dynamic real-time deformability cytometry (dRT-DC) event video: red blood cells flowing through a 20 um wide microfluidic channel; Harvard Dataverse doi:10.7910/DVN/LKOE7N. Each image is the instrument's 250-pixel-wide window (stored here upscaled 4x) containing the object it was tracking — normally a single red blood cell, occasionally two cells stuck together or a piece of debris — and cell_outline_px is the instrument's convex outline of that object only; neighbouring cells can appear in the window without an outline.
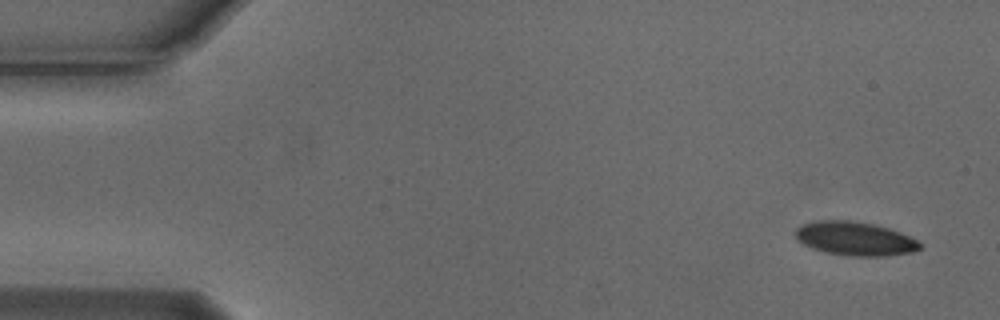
{"species": "Egyptian fruit bat (a non-hibernating species)", "species_latin": "Rousettus aegyptiacus", "temperature_condition": "cold", "stored_images_in_passage": 3, "camera_frame_rate_fps": 3000, "um_per_image_px": 0.085, "animal": {"sex": "male"}, "frame": {"image": 1, "passage_image": 3, "time_ms": 0.667, "image_size_px": [1000, 320], "cell_outline_px": [[920, 248], [912, 252], [884, 256], [852, 256], [824, 252], [812, 248], [796, 240], [796, 228], [804, 224], [820, 220], [852, 220], [872, 224], [888, 228], [900, 232], [916, 240], [920, 244]], "centroid_in_image_um": [72.65, 20.28], "position_along_channel_um": 12.4, "area_um2": 24.28}}